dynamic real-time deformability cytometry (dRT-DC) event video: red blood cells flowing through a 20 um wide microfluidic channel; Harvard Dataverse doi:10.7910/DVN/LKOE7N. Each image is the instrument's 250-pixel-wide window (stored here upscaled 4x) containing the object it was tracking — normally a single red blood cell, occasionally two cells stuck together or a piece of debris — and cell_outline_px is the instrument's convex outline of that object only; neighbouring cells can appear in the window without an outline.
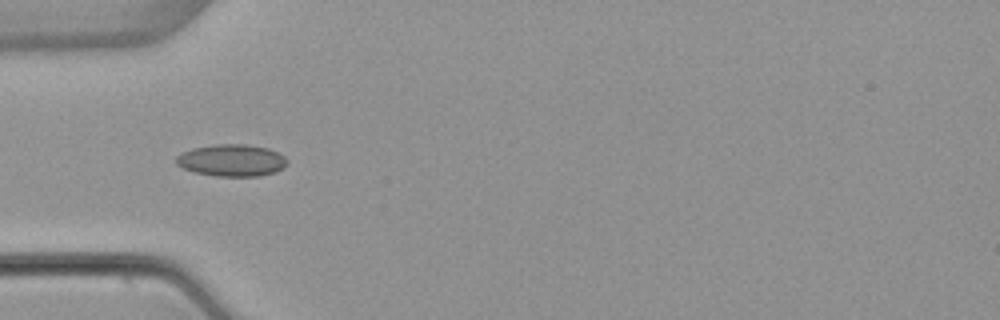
{"species": "common noctule bat (a hibernating species)", "species_latin": "Nyctalus noctula", "temperature_condition": "warm", "stored_images_in_passage": 5, "camera_frame_rate_fps": 3000, "um_per_image_px": 0.085, "animal": {"sex": "female", "body_mass_g": 22.7, "forearm_length_mm": 54.2}, "frame": {"image": 1, "passage_image": 5, "time_ms": 4.667, "image_size_px": [1000, 320], "cell_outline_px": [[288, 164], [284, 168], [276, 172], [260, 176], [216, 176], [196, 172], [184, 168], [176, 164], [176, 156], [180, 152], [192, 148], [216, 144], [244, 144], [268, 148], [284, 156], [288, 160]], "centroid_in_image_um": [19.71, 13.63], "position_along_channel_um": 65.3, "area_um2": 20.81}}